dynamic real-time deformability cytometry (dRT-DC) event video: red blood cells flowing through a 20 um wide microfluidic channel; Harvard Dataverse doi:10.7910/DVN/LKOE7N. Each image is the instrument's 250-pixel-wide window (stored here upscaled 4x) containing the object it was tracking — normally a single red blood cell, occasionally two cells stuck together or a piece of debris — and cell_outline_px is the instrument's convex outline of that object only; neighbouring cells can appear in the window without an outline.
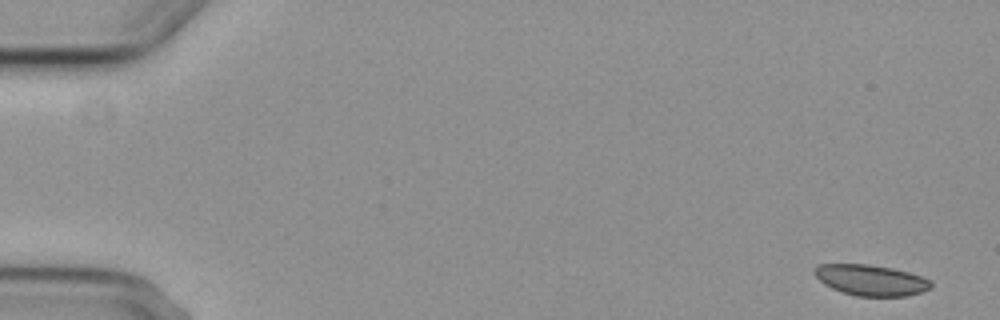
{"species": "common noctule bat (a hibernating species)", "species_latin": "Nyctalus noctula", "temperature_condition": "cold", "stored_images_in_passage": 6, "camera_frame_rate_fps": 3000, "um_per_image_px": 0.085, "animal": {"sex": "female", "body_mass_g": 29.2, "forearm_length_mm": 56.3}, "frame": {"image": 1, "passage_image": 1, "time_ms": 0.0, "image_size_px": [1000, 320], "cell_outline_px": [[932, 288], [908, 296], [856, 296], [832, 288], [824, 284], [812, 272], [812, 268], [816, 264], [868, 264], [892, 268], [908, 272], [932, 280]], "centroid_in_image_um": [74.01, 23.8], "position_along_channel_um": 11.0, "area_um2": 21.04}}
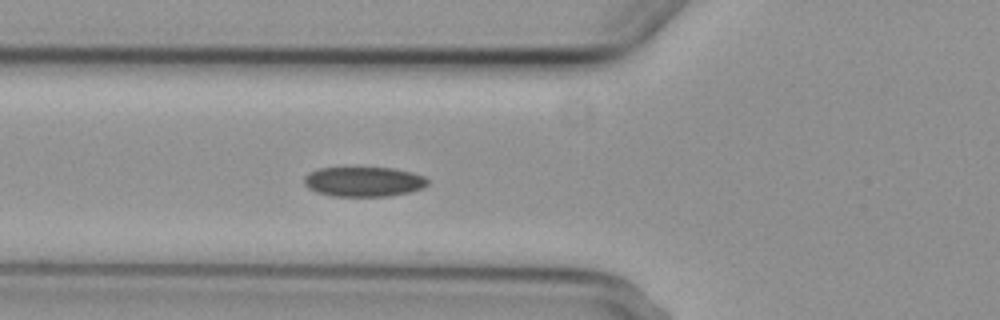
{"frame": {"image": 2, "passage_image": 6, "time_ms": 5.667, "image_size_px": [1000, 320], "cell_outline_px": [[428, 184], [424, 188], [408, 192], [388, 196], [332, 196], [316, 192], [308, 188], [304, 184], [304, 176], [308, 172], [320, 168], [392, 168], [412, 172], [424, 176], [428, 180]], "centroid_in_image_um": [30.9, 15.44], "position_along_channel_um": 94.9, "area_um2": 21.5}}